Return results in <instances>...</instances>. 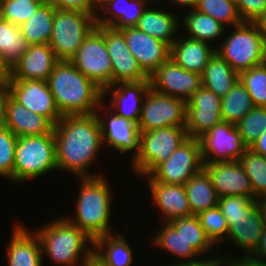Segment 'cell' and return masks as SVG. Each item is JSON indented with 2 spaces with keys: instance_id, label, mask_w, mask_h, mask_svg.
<instances>
[{
  "instance_id": "6f0895ef",
  "label": "cell",
  "mask_w": 266,
  "mask_h": 266,
  "mask_svg": "<svg viewBox=\"0 0 266 266\" xmlns=\"http://www.w3.org/2000/svg\"><path fill=\"white\" fill-rule=\"evenodd\" d=\"M254 22L258 26V29L261 35L263 36L264 40H266V12Z\"/></svg>"
},
{
  "instance_id": "7c38bea8",
  "label": "cell",
  "mask_w": 266,
  "mask_h": 266,
  "mask_svg": "<svg viewBox=\"0 0 266 266\" xmlns=\"http://www.w3.org/2000/svg\"><path fill=\"white\" fill-rule=\"evenodd\" d=\"M202 161H239L249 148L238 132L236 124L221 121L200 138Z\"/></svg>"
},
{
  "instance_id": "9a60e30c",
  "label": "cell",
  "mask_w": 266,
  "mask_h": 266,
  "mask_svg": "<svg viewBox=\"0 0 266 266\" xmlns=\"http://www.w3.org/2000/svg\"><path fill=\"white\" fill-rule=\"evenodd\" d=\"M221 121V97L201 86L187 100V136L199 139Z\"/></svg>"
},
{
  "instance_id": "94428289",
  "label": "cell",
  "mask_w": 266,
  "mask_h": 266,
  "mask_svg": "<svg viewBox=\"0 0 266 266\" xmlns=\"http://www.w3.org/2000/svg\"><path fill=\"white\" fill-rule=\"evenodd\" d=\"M97 7H99L103 2L104 0H91Z\"/></svg>"
},
{
  "instance_id": "30bf717a",
  "label": "cell",
  "mask_w": 266,
  "mask_h": 266,
  "mask_svg": "<svg viewBox=\"0 0 266 266\" xmlns=\"http://www.w3.org/2000/svg\"><path fill=\"white\" fill-rule=\"evenodd\" d=\"M203 168L200 140L188 137L149 176L155 182L184 185Z\"/></svg>"
},
{
  "instance_id": "2e32d148",
  "label": "cell",
  "mask_w": 266,
  "mask_h": 266,
  "mask_svg": "<svg viewBox=\"0 0 266 266\" xmlns=\"http://www.w3.org/2000/svg\"><path fill=\"white\" fill-rule=\"evenodd\" d=\"M149 79L153 90L186 101L202 86L200 74L185 70L171 58L160 65Z\"/></svg>"
},
{
  "instance_id": "e0dca14e",
  "label": "cell",
  "mask_w": 266,
  "mask_h": 266,
  "mask_svg": "<svg viewBox=\"0 0 266 266\" xmlns=\"http://www.w3.org/2000/svg\"><path fill=\"white\" fill-rule=\"evenodd\" d=\"M8 89L17 102L46 117L53 125L62 118L47 81L11 80Z\"/></svg>"
},
{
  "instance_id": "6125c7cd",
  "label": "cell",
  "mask_w": 266,
  "mask_h": 266,
  "mask_svg": "<svg viewBox=\"0 0 266 266\" xmlns=\"http://www.w3.org/2000/svg\"><path fill=\"white\" fill-rule=\"evenodd\" d=\"M147 1H148L149 3H151V4H152V3L155 4L156 2H158V3H156V6H157V4L160 5V4H159V1H160V0H147ZM162 1L165 2L166 0H162Z\"/></svg>"
},
{
  "instance_id": "ba28073f",
  "label": "cell",
  "mask_w": 266,
  "mask_h": 266,
  "mask_svg": "<svg viewBox=\"0 0 266 266\" xmlns=\"http://www.w3.org/2000/svg\"><path fill=\"white\" fill-rule=\"evenodd\" d=\"M96 27V17L78 10L55 9L49 46L58 61H70Z\"/></svg>"
},
{
  "instance_id": "f35d334b",
  "label": "cell",
  "mask_w": 266,
  "mask_h": 266,
  "mask_svg": "<svg viewBox=\"0 0 266 266\" xmlns=\"http://www.w3.org/2000/svg\"><path fill=\"white\" fill-rule=\"evenodd\" d=\"M195 9L211 16L227 28L243 22L235 0H198Z\"/></svg>"
},
{
  "instance_id": "836d02e7",
  "label": "cell",
  "mask_w": 266,
  "mask_h": 266,
  "mask_svg": "<svg viewBox=\"0 0 266 266\" xmlns=\"http://www.w3.org/2000/svg\"><path fill=\"white\" fill-rule=\"evenodd\" d=\"M54 13L53 5L42 4L27 21L19 25L21 34L28 45L49 43L53 30Z\"/></svg>"
},
{
  "instance_id": "e575fe53",
  "label": "cell",
  "mask_w": 266,
  "mask_h": 266,
  "mask_svg": "<svg viewBox=\"0 0 266 266\" xmlns=\"http://www.w3.org/2000/svg\"><path fill=\"white\" fill-rule=\"evenodd\" d=\"M254 107L246 87L238 80L231 90L221 98L222 120L237 124Z\"/></svg>"
},
{
  "instance_id": "3957f363",
  "label": "cell",
  "mask_w": 266,
  "mask_h": 266,
  "mask_svg": "<svg viewBox=\"0 0 266 266\" xmlns=\"http://www.w3.org/2000/svg\"><path fill=\"white\" fill-rule=\"evenodd\" d=\"M106 175L99 177H83L75 203L73 216H65L71 223L78 226L92 240L101 236L114 234L112 221L113 193L111 183Z\"/></svg>"
},
{
  "instance_id": "bcb514c9",
  "label": "cell",
  "mask_w": 266,
  "mask_h": 266,
  "mask_svg": "<svg viewBox=\"0 0 266 266\" xmlns=\"http://www.w3.org/2000/svg\"><path fill=\"white\" fill-rule=\"evenodd\" d=\"M236 3L243 21L254 22L266 12V0H237Z\"/></svg>"
},
{
  "instance_id": "cb8c5ba5",
  "label": "cell",
  "mask_w": 266,
  "mask_h": 266,
  "mask_svg": "<svg viewBox=\"0 0 266 266\" xmlns=\"http://www.w3.org/2000/svg\"><path fill=\"white\" fill-rule=\"evenodd\" d=\"M149 4L147 0H104L98 7L96 25L117 30L135 27Z\"/></svg>"
},
{
  "instance_id": "9f6ffc18",
  "label": "cell",
  "mask_w": 266,
  "mask_h": 266,
  "mask_svg": "<svg viewBox=\"0 0 266 266\" xmlns=\"http://www.w3.org/2000/svg\"><path fill=\"white\" fill-rule=\"evenodd\" d=\"M83 266H109V265L93 251L87 257V260Z\"/></svg>"
},
{
  "instance_id": "603a6c76",
  "label": "cell",
  "mask_w": 266,
  "mask_h": 266,
  "mask_svg": "<svg viewBox=\"0 0 266 266\" xmlns=\"http://www.w3.org/2000/svg\"><path fill=\"white\" fill-rule=\"evenodd\" d=\"M6 248L8 266H43L42 248L38 236L24 224L14 223Z\"/></svg>"
},
{
  "instance_id": "f546056e",
  "label": "cell",
  "mask_w": 266,
  "mask_h": 266,
  "mask_svg": "<svg viewBox=\"0 0 266 266\" xmlns=\"http://www.w3.org/2000/svg\"><path fill=\"white\" fill-rule=\"evenodd\" d=\"M125 229L115 234L98 237L94 240V252L109 266H131L134 251L126 239Z\"/></svg>"
},
{
  "instance_id": "60d3db41",
  "label": "cell",
  "mask_w": 266,
  "mask_h": 266,
  "mask_svg": "<svg viewBox=\"0 0 266 266\" xmlns=\"http://www.w3.org/2000/svg\"><path fill=\"white\" fill-rule=\"evenodd\" d=\"M255 107H266V68L259 65L239 73Z\"/></svg>"
},
{
  "instance_id": "be15d7a7",
  "label": "cell",
  "mask_w": 266,
  "mask_h": 266,
  "mask_svg": "<svg viewBox=\"0 0 266 266\" xmlns=\"http://www.w3.org/2000/svg\"><path fill=\"white\" fill-rule=\"evenodd\" d=\"M23 1H31V2H47V0H23Z\"/></svg>"
},
{
  "instance_id": "4316f807",
  "label": "cell",
  "mask_w": 266,
  "mask_h": 266,
  "mask_svg": "<svg viewBox=\"0 0 266 266\" xmlns=\"http://www.w3.org/2000/svg\"><path fill=\"white\" fill-rule=\"evenodd\" d=\"M6 127L17 137L49 134L54 125L17 102L10 94L6 104Z\"/></svg>"
},
{
  "instance_id": "9c48e42d",
  "label": "cell",
  "mask_w": 266,
  "mask_h": 266,
  "mask_svg": "<svg viewBox=\"0 0 266 266\" xmlns=\"http://www.w3.org/2000/svg\"><path fill=\"white\" fill-rule=\"evenodd\" d=\"M187 101L153 90L147 91L139 121V131H151L170 126H186Z\"/></svg>"
},
{
  "instance_id": "277c9868",
  "label": "cell",
  "mask_w": 266,
  "mask_h": 266,
  "mask_svg": "<svg viewBox=\"0 0 266 266\" xmlns=\"http://www.w3.org/2000/svg\"><path fill=\"white\" fill-rule=\"evenodd\" d=\"M50 220L33 230L39 238L43 260L47 255L56 266H83L94 250V240L65 216Z\"/></svg>"
},
{
  "instance_id": "83f0119b",
  "label": "cell",
  "mask_w": 266,
  "mask_h": 266,
  "mask_svg": "<svg viewBox=\"0 0 266 266\" xmlns=\"http://www.w3.org/2000/svg\"><path fill=\"white\" fill-rule=\"evenodd\" d=\"M215 46L186 36L177 37L170 46V58L180 67L202 75Z\"/></svg>"
},
{
  "instance_id": "1f68e13d",
  "label": "cell",
  "mask_w": 266,
  "mask_h": 266,
  "mask_svg": "<svg viewBox=\"0 0 266 266\" xmlns=\"http://www.w3.org/2000/svg\"><path fill=\"white\" fill-rule=\"evenodd\" d=\"M160 229L152 235L151 244L153 247L162 249L170 256H174L176 261L193 260L201 255L184 238L181 231H177L169 222H162ZM178 259V260H177ZM181 259V260H180Z\"/></svg>"
},
{
  "instance_id": "44dd1931",
  "label": "cell",
  "mask_w": 266,
  "mask_h": 266,
  "mask_svg": "<svg viewBox=\"0 0 266 266\" xmlns=\"http://www.w3.org/2000/svg\"><path fill=\"white\" fill-rule=\"evenodd\" d=\"M142 178L147 180L152 206L158 208L161 223L193 215L184 185L155 182L149 175Z\"/></svg>"
},
{
  "instance_id": "ab89813d",
  "label": "cell",
  "mask_w": 266,
  "mask_h": 266,
  "mask_svg": "<svg viewBox=\"0 0 266 266\" xmlns=\"http://www.w3.org/2000/svg\"><path fill=\"white\" fill-rule=\"evenodd\" d=\"M200 225L205 231L207 237L221 251L220 245H224L228 237L229 226L218 206L201 211L197 214Z\"/></svg>"
},
{
  "instance_id": "91938a15",
  "label": "cell",
  "mask_w": 266,
  "mask_h": 266,
  "mask_svg": "<svg viewBox=\"0 0 266 266\" xmlns=\"http://www.w3.org/2000/svg\"><path fill=\"white\" fill-rule=\"evenodd\" d=\"M261 66L266 68V40L263 42V47H262V58H261Z\"/></svg>"
},
{
  "instance_id": "8d00e7d4",
  "label": "cell",
  "mask_w": 266,
  "mask_h": 266,
  "mask_svg": "<svg viewBox=\"0 0 266 266\" xmlns=\"http://www.w3.org/2000/svg\"><path fill=\"white\" fill-rule=\"evenodd\" d=\"M169 223L177 231H181L183 233L186 241L192 247H194V249L200 255H203V256L207 255V254L211 255L213 252V249H216L214 251L216 254V251L218 250V248L207 237L205 231L203 230L202 226L200 225V221H199L197 215H191V216L175 219ZM212 247H214V248H212ZM210 250H212V252Z\"/></svg>"
},
{
  "instance_id": "ac0fdd59",
  "label": "cell",
  "mask_w": 266,
  "mask_h": 266,
  "mask_svg": "<svg viewBox=\"0 0 266 266\" xmlns=\"http://www.w3.org/2000/svg\"><path fill=\"white\" fill-rule=\"evenodd\" d=\"M126 44L142 71L150 77L157 68L170 58V46L162 40L152 37L136 27L120 30Z\"/></svg>"
},
{
  "instance_id": "5bb4252c",
  "label": "cell",
  "mask_w": 266,
  "mask_h": 266,
  "mask_svg": "<svg viewBox=\"0 0 266 266\" xmlns=\"http://www.w3.org/2000/svg\"><path fill=\"white\" fill-rule=\"evenodd\" d=\"M96 28L104 35L112 62V85L150 80L140 68L120 30L99 25H96Z\"/></svg>"
},
{
  "instance_id": "db71d44e",
  "label": "cell",
  "mask_w": 266,
  "mask_h": 266,
  "mask_svg": "<svg viewBox=\"0 0 266 266\" xmlns=\"http://www.w3.org/2000/svg\"><path fill=\"white\" fill-rule=\"evenodd\" d=\"M251 256L266 263V226L260 238L259 245Z\"/></svg>"
},
{
  "instance_id": "f907efd6",
  "label": "cell",
  "mask_w": 266,
  "mask_h": 266,
  "mask_svg": "<svg viewBox=\"0 0 266 266\" xmlns=\"http://www.w3.org/2000/svg\"><path fill=\"white\" fill-rule=\"evenodd\" d=\"M11 81V66L0 55V88H8Z\"/></svg>"
},
{
  "instance_id": "d4e9b609",
  "label": "cell",
  "mask_w": 266,
  "mask_h": 266,
  "mask_svg": "<svg viewBox=\"0 0 266 266\" xmlns=\"http://www.w3.org/2000/svg\"><path fill=\"white\" fill-rule=\"evenodd\" d=\"M154 6L155 4H149L135 27L171 46L181 31L180 14L171 9L169 12L168 8L164 10Z\"/></svg>"
},
{
  "instance_id": "d6a6232c",
  "label": "cell",
  "mask_w": 266,
  "mask_h": 266,
  "mask_svg": "<svg viewBox=\"0 0 266 266\" xmlns=\"http://www.w3.org/2000/svg\"><path fill=\"white\" fill-rule=\"evenodd\" d=\"M184 187L193 215L217 206L219 197L212 185L209 174L204 168L187 181Z\"/></svg>"
},
{
  "instance_id": "ffe728a7",
  "label": "cell",
  "mask_w": 266,
  "mask_h": 266,
  "mask_svg": "<svg viewBox=\"0 0 266 266\" xmlns=\"http://www.w3.org/2000/svg\"><path fill=\"white\" fill-rule=\"evenodd\" d=\"M218 197L243 196L256 199L251 181L239 161L204 164Z\"/></svg>"
},
{
  "instance_id": "8992f818",
  "label": "cell",
  "mask_w": 266,
  "mask_h": 266,
  "mask_svg": "<svg viewBox=\"0 0 266 266\" xmlns=\"http://www.w3.org/2000/svg\"><path fill=\"white\" fill-rule=\"evenodd\" d=\"M188 138L185 126L139 131V149L130 165L137 178L149 175Z\"/></svg>"
},
{
  "instance_id": "8fae6325",
  "label": "cell",
  "mask_w": 266,
  "mask_h": 266,
  "mask_svg": "<svg viewBox=\"0 0 266 266\" xmlns=\"http://www.w3.org/2000/svg\"><path fill=\"white\" fill-rule=\"evenodd\" d=\"M70 62L102 90L112 85V62L104 35L95 27Z\"/></svg>"
},
{
  "instance_id": "c3c4849f",
  "label": "cell",
  "mask_w": 266,
  "mask_h": 266,
  "mask_svg": "<svg viewBox=\"0 0 266 266\" xmlns=\"http://www.w3.org/2000/svg\"><path fill=\"white\" fill-rule=\"evenodd\" d=\"M210 256V257H209ZM204 257V258H203ZM206 257V258H205ZM152 266V265H150ZM155 266V265H154ZM160 266H226V258L220 254L214 255H207V256H200L193 260H187V261H179V262H173L168 265H160Z\"/></svg>"
},
{
  "instance_id": "5b68a950",
  "label": "cell",
  "mask_w": 266,
  "mask_h": 266,
  "mask_svg": "<svg viewBox=\"0 0 266 266\" xmlns=\"http://www.w3.org/2000/svg\"><path fill=\"white\" fill-rule=\"evenodd\" d=\"M55 170L58 169L53 130L46 135L18 137L13 169L14 184L39 179Z\"/></svg>"
},
{
  "instance_id": "680465c9",
  "label": "cell",
  "mask_w": 266,
  "mask_h": 266,
  "mask_svg": "<svg viewBox=\"0 0 266 266\" xmlns=\"http://www.w3.org/2000/svg\"><path fill=\"white\" fill-rule=\"evenodd\" d=\"M257 206L260 208L264 220V225L266 226V196L257 199Z\"/></svg>"
},
{
  "instance_id": "7dc6e473",
  "label": "cell",
  "mask_w": 266,
  "mask_h": 266,
  "mask_svg": "<svg viewBox=\"0 0 266 266\" xmlns=\"http://www.w3.org/2000/svg\"><path fill=\"white\" fill-rule=\"evenodd\" d=\"M55 9L78 10L97 16L98 7L91 0H47Z\"/></svg>"
},
{
  "instance_id": "74e56055",
  "label": "cell",
  "mask_w": 266,
  "mask_h": 266,
  "mask_svg": "<svg viewBox=\"0 0 266 266\" xmlns=\"http://www.w3.org/2000/svg\"><path fill=\"white\" fill-rule=\"evenodd\" d=\"M239 162L251 181L255 198L266 196V157L248 148Z\"/></svg>"
},
{
  "instance_id": "52a82bcc",
  "label": "cell",
  "mask_w": 266,
  "mask_h": 266,
  "mask_svg": "<svg viewBox=\"0 0 266 266\" xmlns=\"http://www.w3.org/2000/svg\"><path fill=\"white\" fill-rule=\"evenodd\" d=\"M263 42L256 23L243 21L226 29L215 52L239 74L261 64Z\"/></svg>"
},
{
  "instance_id": "d590c367",
  "label": "cell",
  "mask_w": 266,
  "mask_h": 266,
  "mask_svg": "<svg viewBox=\"0 0 266 266\" xmlns=\"http://www.w3.org/2000/svg\"><path fill=\"white\" fill-rule=\"evenodd\" d=\"M20 27L0 19V55L12 67L27 51Z\"/></svg>"
},
{
  "instance_id": "b9f144b4",
  "label": "cell",
  "mask_w": 266,
  "mask_h": 266,
  "mask_svg": "<svg viewBox=\"0 0 266 266\" xmlns=\"http://www.w3.org/2000/svg\"><path fill=\"white\" fill-rule=\"evenodd\" d=\"M239 134L249 147L266 129V107H254L237 124Z\"/></svg>"
},
{
  "instance_id": "7402d4cb",
  "label": "cell",
  "mask_w": 266,
  "mask_h": 266,
  "mask_svg": "<svg viewBox=\"0 0 266 266\" xmlns=\"http://www.w3.org/2000/svg\"><path fill=\"white\" fill-rule=\"evenodd\" d=\"M57 62L49 44L28 45L27 51L11 67V80L47 81Z\"/></svg>"
},
{
  "instance_id": "f5cc1de1",
  "label": "cell",
  "mask_w": 266,
  "mask_h": 266,
  "mask_svg": "<svg viewBox=\"0 0 266 266\" xmlns=\"http://www.w3.org/2000/svg\"><path fill=\"white\" fill-rule=\"evenodd\" d=\"M249 149L266 157V129L261 133L258 139L249 146Z\"/></svg>"
},
{
  "instance_id": "ee69618b",
  "label": "cell",
  "mask_w": 266,
  "mask_h": 266,
  "mask_svg": "<svg viewBox=\"0 0 266 266\" xmlns=\"http://www.w3.org/2000/svg\"><path fill=\"white\" fill-rule=\"evenodd\" d=\"M218 208L227 221H240L257 206V199L243 196H225L218 199Z\"/></svg>"
},
{
  "instance_id": "681fc988",
  "label": "cell",
  "mask_w": 266,
  "mask_h": 266,
  "mask_svg": "<svg viewBox=\"0 0 266 266\" xmlns=\"http://www.w3.org/2000/svg\"><path fill=\"white\" fill-rule=\"evenodd\" d=\"M226 258V266H266L265 262H262L256 258L250 256H244L239 254L235 257L231 253L223 254Z\"/></svg>"
},
{
  "instance_id": "816d5d0a",
  "label": "cell",
  "mask_w": 266,
  "mask_h": 266,
  "mask_svg": "<svg viewBox=\"0 0 266 266\" xmlns=\"http://www.w3.org/2000/svg\"><path fill=\"white\" fill-rule=\"evenodd\" d=\"M9 94L8 88H0V129L6 127V104Z\"/></svg>"
},
{
  "instance_id": "7a4b0ae2",
  "label": "cell",
  "mask_w": 266,
  "mask_h": 266,
  "mask_svg": "<svg viewBox=\"0 0 266 266\" xmlns=\"http://www.w3.org/2000/svg\"><path fill=\"white\" fill-rule=\"evenodd\" d=\"M47 83L62 116L92 114L103 103V90L70 61H58Z\"/></svg>"
},
{
  "instance_id": "484cf974",
  "label": "cell",
  "mask_w": 266,
  "mask_h": 266,
  "mask_svg": "<svg viewBox=\"0 0 266 266\" xmlns=\"http://www.w3.org/2000/svg\"><path fill=\"white\" fill-rule=\"evenodd\" d=\"M229 226L226 244H233L231 248L241 249L244 256H250L259 245L265 225L262 212L256 206L248 215L240 221H227ZM244 252V253H243Z\"/></svg>"
},
{
  "instance_id": "f6af8a7d",
  "label": "cell",
  "mask_w": 266,
  "mask_h": 266,
  "mask_svg": "<svg viewBox=\"0 0 266 266\" xmlns=\"http://www.w3.org/2000/svg\"><path fill=\"white\" fill-rule=\"evenodd\" d=\"M18 137L7 127L0 129V176L13 184L15 149Z\"/></svg>"
},
{
  "instance_id": "7bdbcfd3",
  "label": "cell",
  "mask_w": 266,
  "mask_h": 266,
  "mask_svg": "<svg viewBox=\"0 0 266 266\" xmlns=\"http://www.w3.org/2000/svg\"><path fill=\"white\" fill-rule=\"evenodd\" d=\"M47 2H31L23 0H0L1 19L14 25L27 21L36 10Z\"/></svg>"
},
{
  "instance_id": "d6986e66",
  "label": "cell",
  "mask_w": 266,
  "mask_h": 266,
  "mask_svg": "<svg viewBox=\"0 0 266 266\" xmlns=\"http://www.w3.org/2000/svg\"><path fill=\"white\" fill-rule=\"evenodd\" d=\"M150 89V80L139 82L118 83L103 90V101L107 98L106 107L119 117L138 123L143 101ZM112 94L110 97H108ZM108 105V106H107Z\"/></svg>"
},
{
  "instance_id": "11a10c76",
  "label": "cell",
  "mask_w": 266,
  "mask_h": 266,
  "mask_svg": "<svg viewBox=\"0 0 266 266\" xmlns=\"http://www.w3.org/2000/svg\"><path fill=\"white\" fill-rule=\"evenodd\" d=\"M169 2V4L172 5V7H174V9L176 8V12H180L179 10L177 11V8L182 7V10H184V8H186L185 10H191L194 9L198 3V0H166L165 3L167 5V3ZM178 6V7H176Z\"/></svg>"
},
{
  "instance_id": "f1b7e54d",
  "label": "cell",
  "mask_w": 266,
  "mask_h": 266,
  "mask_svg": "<svg viewBox=\"0 0 266 266\" xmlns=\"http://www.w3.org/2000/svg\"><path fill=\"white\" fill-rule=\"evenodd\" d=\"M181 12H184V14L180 15V30H182L183 27V30H185V32L187 31V34L184 36L209 44L212 42L215 48L217 47V42L219 45L227 29L225 25L211 16L199 12L195 8ZM213 41L217 42L214 43Z\"/></svg>"
},
{
  "instance_id": "6da1fadb",
  "label": "cell",
  "mask_w": 266,
  "mask_h": 266,
  "mask_svg": "<svg viewBox=\"0 0 266 266\" xmlns=\"http://www.w3.org/2000/svg\"><path fill=\"white\" fill-rule=\"evenodd\" d=\"M57 171L75 178L99 177L101 171L89 173L103 147L100 122L96 113L64 115L54 125Z\"/></svg>"
},
{
  "instance_id": "4fadbf2b",
  "label": "cell",
  "mask_w": 266,
  "mask_h": 266,
  "mask_svg": "<svg viewBox=\"0 0 266 266\" xmlns=\"http://www.w3.org/2000/svg\"><path fill=\"white\" fill-rule=\"evenodd\" d=\"M104 102L105 100L95 112L100 122L103 147L110 148L109 151H117L121 155L131 151V160L139 149L138 126L130 119L114 114Z\"/></svg>"
},
{
  "instance_id": "4dcf8cb0",
  "label": "cell",
  "mask_w": 266,
  "mask_h": 266,
  "mask_svg": "<svg viewBox=\"0 0 266 266\" xmlns=\"http://www.w3.org/2000/svg\"><path fill=\"white\" fill-rule=\"evenodd\" d=\"M201 78L203 87L222 98L239 80V74L215 52L204 68Z\"/></svg>"
}]
</instances>
